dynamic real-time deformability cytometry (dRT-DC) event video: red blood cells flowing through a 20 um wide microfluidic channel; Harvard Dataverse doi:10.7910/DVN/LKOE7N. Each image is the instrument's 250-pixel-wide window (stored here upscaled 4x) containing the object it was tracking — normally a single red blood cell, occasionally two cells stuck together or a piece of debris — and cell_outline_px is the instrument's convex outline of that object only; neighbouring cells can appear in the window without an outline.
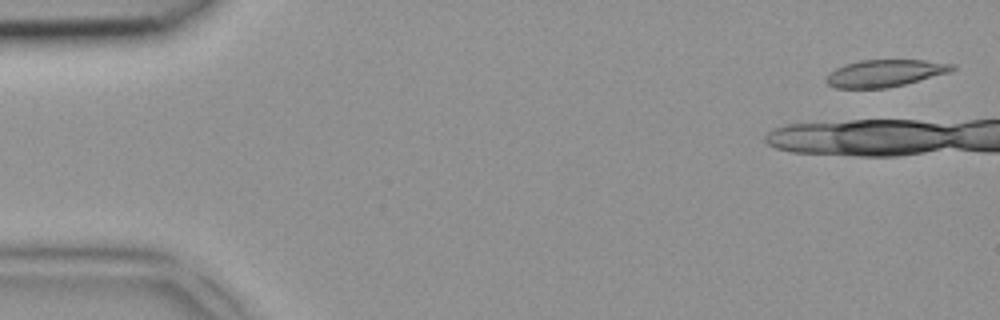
{"species": "common noctule bat (a hibernating species)", "species_latin": "Nyctalus noctula", "temperature_condition": "room temperature", "stored_images_in_passage": 3, "camera_frame_rate_fps": 3000, "um_per_image_px": 0.085, "animal": {"sex": "female", "body_mass_g": 18.4}, "frame": {"image": 1, "passage_image": 1, "time_ms": 0.0, "image_size_px": [1000, 320], "cell_outline_px": [[956, 68], [948, 72], [904, 84], [888, 88], [836, 88], [828, 84], [824, 80], [828, 72], [844, 64], [860, 60], [924, 60], [956, 64]], "centroid_in_image_um": [75.17, 6.21], "position_along_channel_um": 9.8, "area_um2": 19.88}}